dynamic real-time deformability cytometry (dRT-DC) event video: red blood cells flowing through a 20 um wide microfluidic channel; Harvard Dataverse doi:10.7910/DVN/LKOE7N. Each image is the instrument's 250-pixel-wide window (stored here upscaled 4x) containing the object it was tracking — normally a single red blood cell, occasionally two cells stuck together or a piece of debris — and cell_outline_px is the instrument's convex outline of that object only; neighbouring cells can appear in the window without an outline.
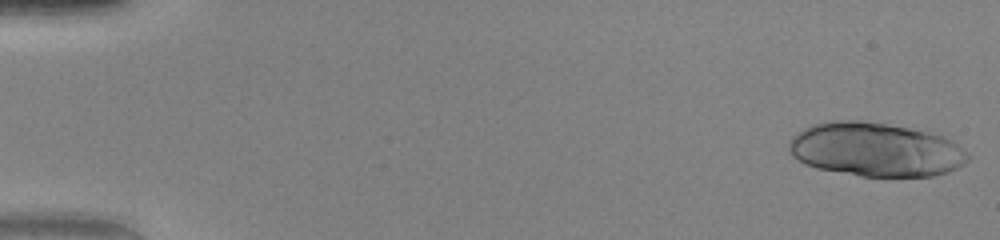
{"species": "human", "species_latin": "Homo sapiens", "temperature_condition": "warm", "stored_images_in_passage": 31, "camera_frame_rate_fps": 3000, "um_per_image_px": 0.085, "donor": {"sex": "female"}, "frame": {"image": 1, "passage_image": 1, "time_ms": 0.0, "image_size_px": [1000, 240], "cell_outline_px": [[972, 156], [964, 164], [948, 172], [932, 176], [860, 176], [816, 168], [804, 164], [792, 156], [788, 148], [788, 144], [792, 136], [796, 132], [812, 124], [832, 120], [864, 120], [932, 132], [952, 140], [968, 152]], "centroid_in_image_um": [74.42, 12.7], "position_along_channel_um": 10.6, "area_um2": 56.7}}
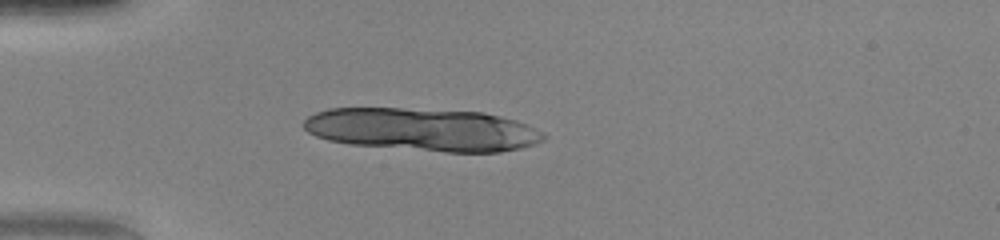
{"frame": {"image": 2, "passage_image": 14, "time_ms": 4.333, "image_size_px": [1000, 240], "cell_outline_px": [[548, 136], [544, 140], [536, 144], [520, 148], [500, 152], [444, 152], [348, 144], [328, 140], [316, 136], [308, 132], [304, 128], [304, 120], [308, 116], [316, 112], [328, 108], [404, 108], [484, 112], [516, 120]], "centroid_in_image_um": [35.9, 11.01], "position_along_channel_um": 49.1, "area_um2": 60.05}}